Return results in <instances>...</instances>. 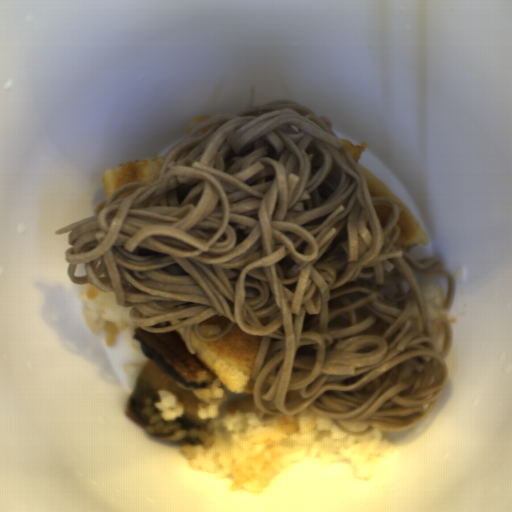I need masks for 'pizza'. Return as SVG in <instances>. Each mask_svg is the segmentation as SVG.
Segmentation results:
<instances>
[{"label": "pizza", "instance_id": "pizza-5", "mask_svg": "<svg viewBox=\"0 0 512 512\" xmlns=\"http://www.w3.org/2000/svg\"><path fill=\"white\" fill-rule=\"evenodd\" d=\"M216 114H202L199 116H195L193 119H191L186 127V134L191 131L194 127H196L199 123L202 121L214 116Z\"/></svg>", "mask_w": 512, "mask_h": 512}, {"label": "pizza", "instance_id": "pizza-4", "mask_svg": "<svg viewBox=\"0 0 512 512\" xmlns=\"http://www.w3.org/2000/svg\"><path fill=\"white\" fill-rule=\"evenodd\" d=\"M230 323V320L225 316H218L216 314L206 321L199 323L198 328L201 335L205 338H215L225 331Z\"/></svg>", "mask_w": 512, "mask_h": 512}, {"label": "pizza", "instance_id": "pizza-3", "mask_svg": "<svg viewBox=\"0 0 512 512\" xmlns=\"http://www.w3.org/2000/svg\"><path fill=\"white\" fill-rule=\"evenodd\" d=\"M165 155L153 159H137L114 166L102 175L105 200L120 186L135 181H155L159 179Z\"/></svg>", "mask_w": 512, "mask_h": 512}, {"label": "pizza", "instance_id": "pizza-1", "mask_svg": "<svg viewBox=\"0 0 512 512\" xmlns=\"http://www.w3.org/2000/svg\"><path fill=\"white\" fill-rule=\"evenodd\" d=\"M263 337L247 333L237 323L229 334L215 341L199 339L194 326L191 329V342L197 351L194 353L196 357L234 393V398L226 405L231 413L258 411L253 394L244 393V390L252 378L256 355Z\"/></svg>", "mask_w": 512, "mask_h": 512}, {"label": "pizza", "instance_id": "pizza-6", "mask_svg": "<svg viewBox=\"0 0 512 512\" xmlns=\"http://www.w3.org/2000/svg\"><path fill=\"white\" fill-rule=\"evenodd\" d=\"M184 330H185V327L181 328V329H178V330H175L177 332V334L182 338L183 341H184Z\"/></svg>", "mask_w": 512, "mask_h": 512}, {"label": "pizza", "instance_id": "pizza-2", "mask_svg": "<svg viewBox=\"0 0 512 512\" xmlns=\"http://www.w3.org/2000/svg\"><path fill=\"white\" fill-rule=\"evenodd\" d=\"M341 141L350 156L362 169L371 197H387L398 205L400 215L397 224L400 226V233L397 241L393 245L403 248L409 254L416 245L430 243V237L424 232L411 210L392 189L370 172L361 162L360 158L365 151L364 144L351 143L349 139H341Z\"/></svg>", "mask_w": 512, "mask_h": 512}]
</instances>
